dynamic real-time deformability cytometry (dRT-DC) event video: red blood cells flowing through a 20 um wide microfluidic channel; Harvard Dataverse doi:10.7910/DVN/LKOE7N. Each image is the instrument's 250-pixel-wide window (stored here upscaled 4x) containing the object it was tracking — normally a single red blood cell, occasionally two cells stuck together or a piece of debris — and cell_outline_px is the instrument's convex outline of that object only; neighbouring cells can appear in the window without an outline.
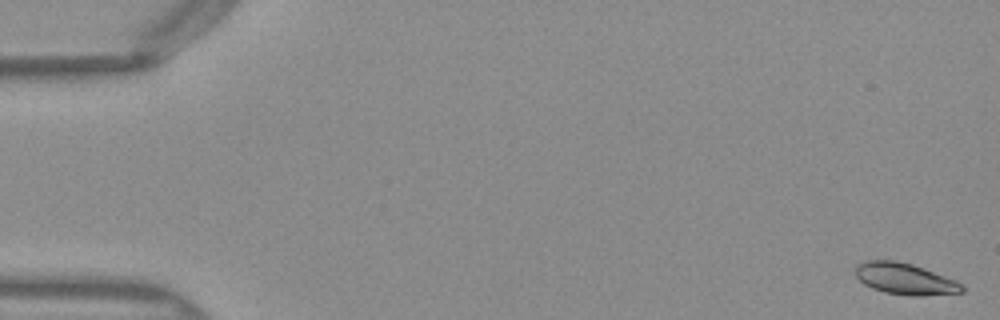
{"species": "Egyptian fruit bat (a non-hibernating species)", "species_latin": "Rousettus aegyptiacus", "temperature_condition": "warm", "stored_images_in_passage": 51, "camera_frame_rate_fps": 3000, "um_per_image_px": 0.085, "frame": {"image": 1, "passage_image": 1, "time_ms": 0.0, "image_size_px": [1000, 320], "cell_outline_px": [[964, 292], [920, 296], [912, 296], [884, 292], [872, 288], [864, 284], [856, 276], [856, 264], [864, 260], [896, 260], [912, 264], [924, 268], [956, 280], [964, 284]], "centroid_in_image_um": [76.93, 23.69], "position_along_channel_um": 8.1, "area_um2": 19.65}}
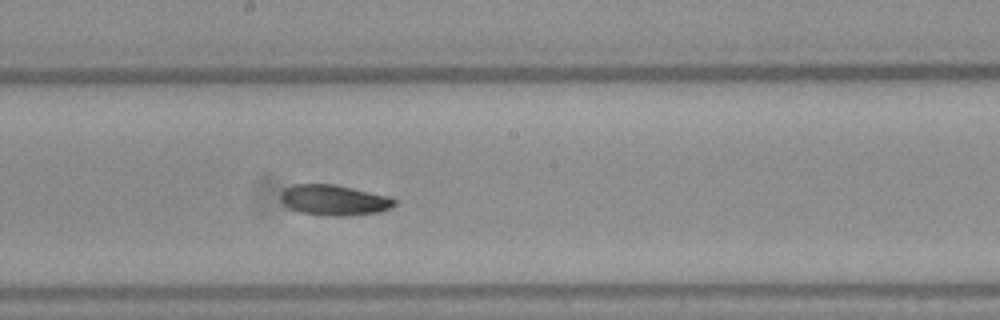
{"frame": {"image": 2, "passage_image": 28, "time_ms": 9.0, "image_size_px": [1000, 320], "cell_outline_px": [[396, 204], [392, 208], [380, 212], [344, 216], [324, 216], [300, 212], [288, 208], [280, 200], [280, 196], [284, 188], [292, 184], [336, 184], [392, 196], [396, 200]], "centroid_in_image_um": [28.42, 17.0], "position_along_channel_um": 219.8, "area_um2": 20.75}}
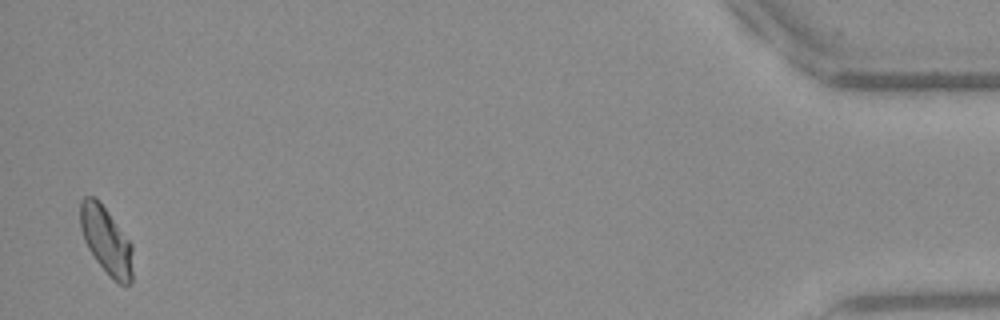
{"frame": {"image": 3, "passage_image": 50, "time_ms": 16.333, "image_size_px": [1000, 320], "cell_outline_px": [[132, 284], [120, 284], [112, 280], [96, 260], [88, 248], [84, 240], [80, 228], [80, 200], [84, 196], [96, 196], [132, 244]], "centroid_in_image_um": [9.02, 20.44], "position_along_channel_um": 426.2, "area_um2": 20.69}, "authors_computed_cell_mechanics": {"area_um2": 20.3456, "velocity_mm_per_s": 3.9991, "shape_relaxation_time_tau1_ms": 7.7412, "shape_relaxation_time_tau2_ms": 9.2822, "deformation_change_tau1": 0.156, "deformation_change_tau2": 0.1392}}